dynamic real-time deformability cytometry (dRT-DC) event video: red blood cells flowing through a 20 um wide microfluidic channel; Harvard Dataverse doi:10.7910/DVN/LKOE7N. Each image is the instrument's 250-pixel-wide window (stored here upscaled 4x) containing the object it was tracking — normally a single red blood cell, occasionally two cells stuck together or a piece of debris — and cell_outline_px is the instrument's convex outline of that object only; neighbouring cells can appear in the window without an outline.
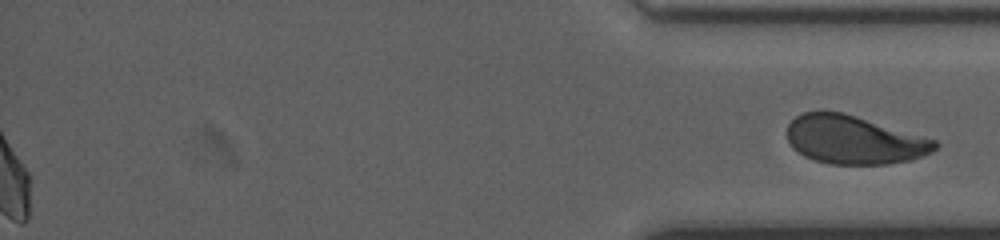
{"species": "human", "species_latin": "Homo sapiens", "temperature_condition": "cold", "stored_images_in_passage": 32, "segment_of_instrument_passage": [2, 2], "camera_frame_rate_fps": 3000, "um_per_image_px": 0.085, "donor": {"sex": "female"}, "frame": {"image": 1, "passage_image": 32, "time_ms": 10.333, "image_size_px": [1000, 240], "cell_outline_px": [[940, 144], [932, 152], [908, 160], [888, 164], [832, 164], [816, 160], [804, 156], [792, 148], [788, 140], [788, 124], [796, 116], [804, 112], [844, 112], [936, 140]], "centroid_in_image_um": [72.59, 11.89], "position_along_channel_um": 362.6, "area_um2": 41.38}}